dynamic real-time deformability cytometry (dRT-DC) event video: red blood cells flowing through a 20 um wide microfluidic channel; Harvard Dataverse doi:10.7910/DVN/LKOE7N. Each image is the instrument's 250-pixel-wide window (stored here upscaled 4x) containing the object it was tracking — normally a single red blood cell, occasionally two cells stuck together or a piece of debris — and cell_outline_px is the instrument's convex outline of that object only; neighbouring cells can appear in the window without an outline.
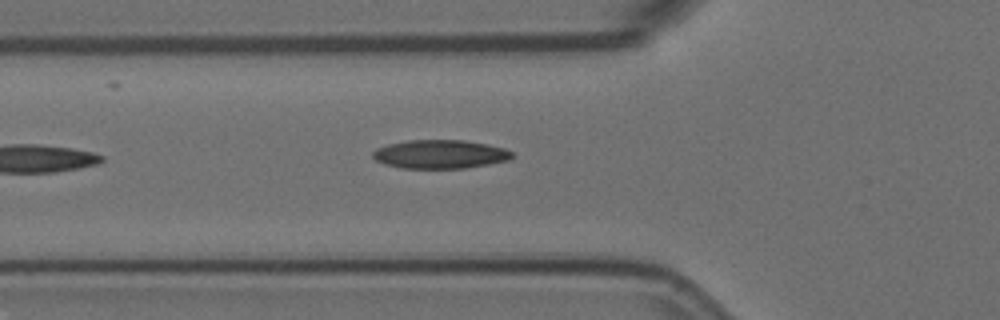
{"species": "Egyptian fruit bat (a non-hibernating species)", "species_latin": "Rousettus aegyptiacus", "temperature_condition": "room temperature", "stored_images_in_passage": 5, "camera_frame_rate_fps": 3000, "um_per_image_px": 0.085, "animal": {"sex": "female"}, "frame": {"image": 1, "passage_image": 5, "time_ms": 1.333, "image_size_px": [1000, 320], "cell_outline_px": [[512, 156], [508, 160], [488, 164], [464, 168], [400, 168], [384, 164], [376, 160], [372, 156], [372, 152], [376, 148], [388, 144], [408, 140], [464, 140], [488, 144], [504, 148], [512, 152]], "centroid_in_image_um": [37.37, 13.1], "position_along_channel_um": 88.4, "area_um2": 23.24}}